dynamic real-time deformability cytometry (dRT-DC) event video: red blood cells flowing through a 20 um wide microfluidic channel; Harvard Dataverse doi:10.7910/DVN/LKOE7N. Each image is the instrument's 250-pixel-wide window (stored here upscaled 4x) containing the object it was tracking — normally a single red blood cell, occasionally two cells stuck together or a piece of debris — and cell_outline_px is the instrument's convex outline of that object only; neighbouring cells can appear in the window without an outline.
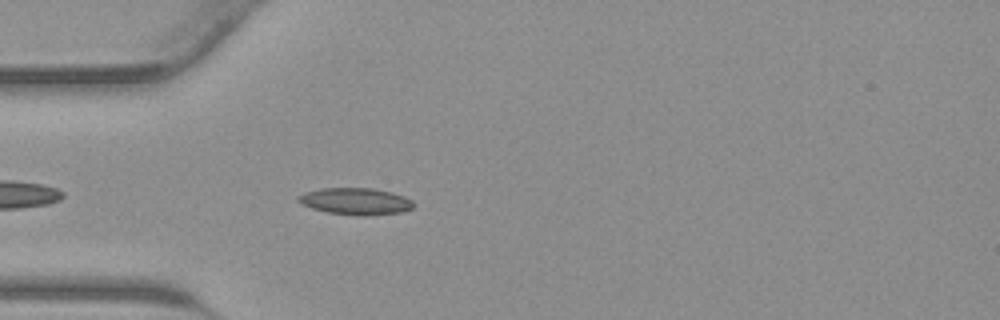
{"species": "common noctule bat (a hibernating species)", "species_latin": "Nyctalus noctula", "temperature_condition": "warm", "stored_images_in_passage": 34, "camera_frame_rate_fps": 3000, "um_per_image_px": 0.085, "animal": {"sex": "male", "body_mass_g": 23.1, "forearm_length_mm": 52.7}, "frame": {"image": 1, "passage_image": 4, "time_ms": 1.0, "image_size_px": [1000, 320], "cell_outline_px": [[416, 204], [412, 208], [400, 212], [364, 216], [328, 212], [312, 208], [300, 204], [296, 200], [296, 196], [304, 192], [320, 188], [372, 188], [392, 192], [404, 196], [412, 200]], "centroid_in_image_um": [30.2, 17.1], "position_along_channel_um": 54.8, "area_um2": 18.09}}
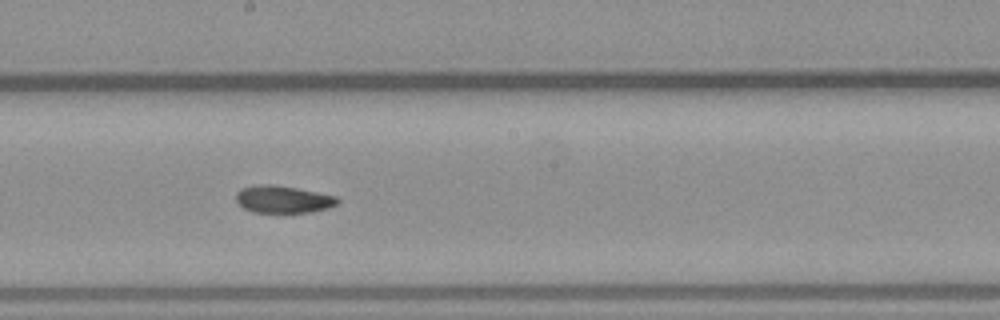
{"frame": {"image": 2, "passage_image": 15, "time_ms": 4.667, "image_size_px": [1000, 320], "cell_outline_px": [[340, 200], [336, 204], [328, 208], [312, 212], [252, 212], [244, 208], [236, 200], [236, 192], [240, 188], [252, 184], [272, 184], [296, 188], [336, 196]], "centroid_in_image_um": [24.02, 16.93], "position_along_channel_um": 224.2, "area_um2": 16.18}}
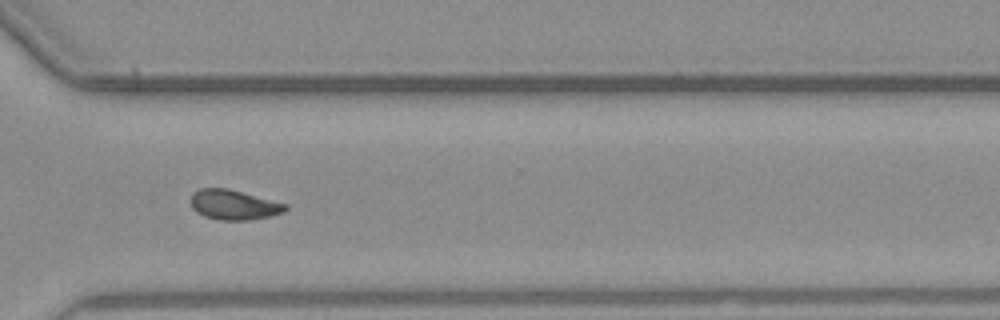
{"frame": {"image": 3, "passage_image": 23, "time_ms": 7.333, "image_size_px": [1000, 320], "cell_outline_px": [[288, 208], [284, 212], [268, 216], [248, 220], [220, 220], [204, 216], [196, 212], [192, 208], [188, 200], [192, 192], [200, 188], [228, 188], [288, 204]], "centroid_in_image_um": [19.82, 17.39], "position_along_channel_um": 350.8, "area_um2": 16.7}}